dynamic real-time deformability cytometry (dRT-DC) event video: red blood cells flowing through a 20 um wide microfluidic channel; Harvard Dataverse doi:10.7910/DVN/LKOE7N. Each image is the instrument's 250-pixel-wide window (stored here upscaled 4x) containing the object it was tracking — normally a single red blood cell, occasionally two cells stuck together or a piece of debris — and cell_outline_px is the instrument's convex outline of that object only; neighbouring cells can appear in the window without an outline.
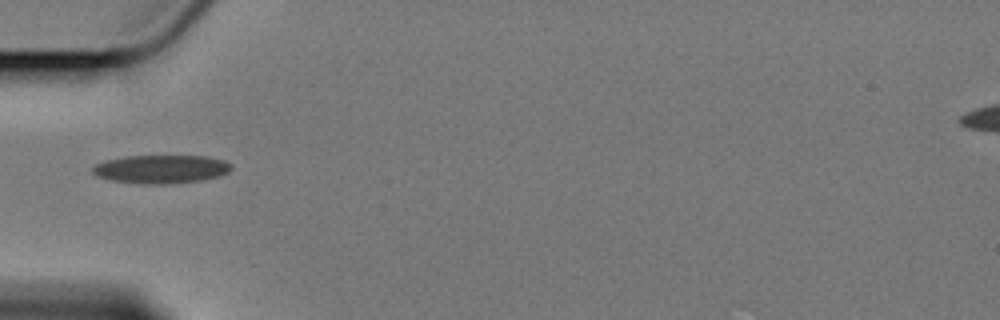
{"species": "Egyptian fruit bat (a non-hibernating species)", "species_latin": "Rousettus aegyptiacus", "temperature_condition": "cold", "stored_images_in_passage": 11, "camera_frame_rate_fps": 3000, "um_per_image_px": 0.085, "animal": {"sex": "female"}, "frame": {"image": 1, "passage_image": 1, "time_ms": 0.0, "image_size_px": [1000, 320], "cell_outline_px": [[232, 168], [228, 172], [220, 176], [200, 180], [164, 184], [144, 184], [112, 180], [96, 176], [92, 172], [92, 168], [96, 164], [104, 160], [124, 156], [204, 156], [224, 160], [232, 164]], "centroid_in_image_um": [13.68, 14.37], "position_along_channel_um": 71.3, "area_um2": 22.95}}
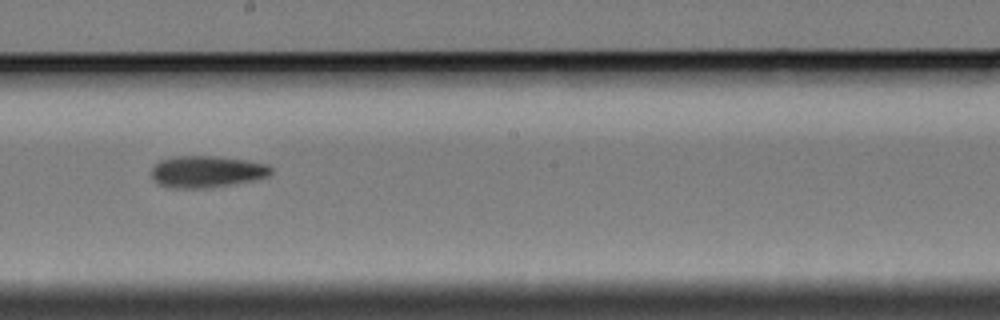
{"frame": {"image": 2, "passage_image": 5, "time_ms": 4.667, "image_size_px": [1000, 320], "cell_outline_px": [[272, 172], [268, 176], [252, 180], [212, 188], [168, 188], [156, 184], [152, 180], [152, 168], [160, 160], [172, 156], [212, 156], [248, 160], [268, 164], [272, 168]], "centroid_in_image_um": [17.54, 14.6], "position_along_channel_um": 230.7, "area_um2": 22.37}}
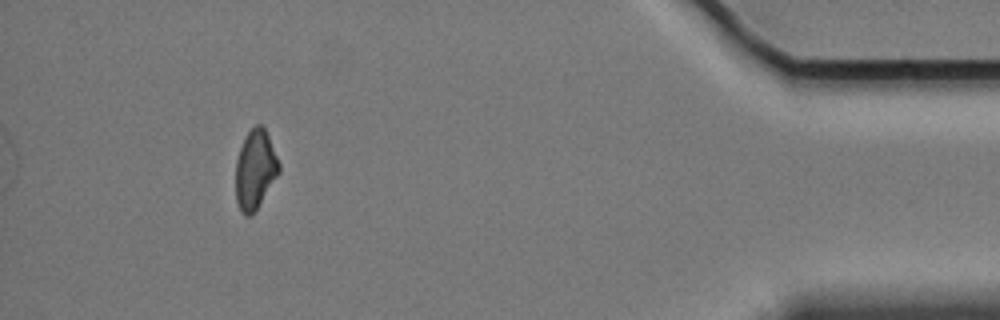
{"frame": {"image": 3, "passage_image": 10, "time_ms": 11.667, "image_size_px": [1000, 320], "cell_outline_px": [[280, 172], [252, 216], [244, 216], [240, 212], [236, 200], [236, 160], [240, 148], [248, 132], [256, 124], [260, 124], [264, 128], [268, 136], [280, 164]], "centroid_in_image_um": [21.68, 14.46], "position_along_channel_um": 413.5, "area_um2": 19.88}}